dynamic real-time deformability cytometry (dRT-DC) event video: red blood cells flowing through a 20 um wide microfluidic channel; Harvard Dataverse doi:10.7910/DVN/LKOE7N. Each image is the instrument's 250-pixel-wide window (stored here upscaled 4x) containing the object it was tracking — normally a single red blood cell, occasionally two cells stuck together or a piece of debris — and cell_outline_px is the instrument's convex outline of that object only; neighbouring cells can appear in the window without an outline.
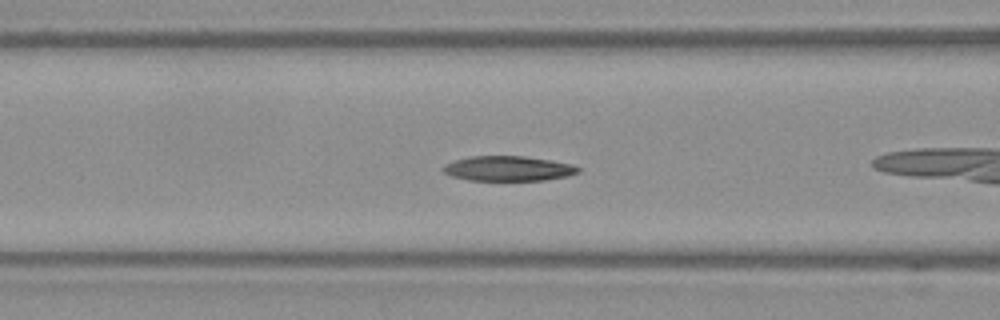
{"species": "Egyptian fruit bat (a non-hibernating species)", "species_latin": "Rousettus aegyptiacus", "temperature_condition": "warm", "stored_images_in_passage": 25, "camera_frame_rate_fps": 3000, "um_per_image_px": 0.085, "frame": {"image": 1, "passage_image": 5, "time_ms": 1.333, "image_size_px": [1000, 320], "cell_outline_px": [[580, 172], [568, 176], [544, 180], [468, 180], [452, 176], [444, 172], [440, 168], [444, 164], [468, 156], [524, 156], [552, 160], [572, 164], [580, 168]], "centroid_in_image_um": [43.2, 14.32], "position_along_channel_um": 123.4, "area_um2": 19.71}}
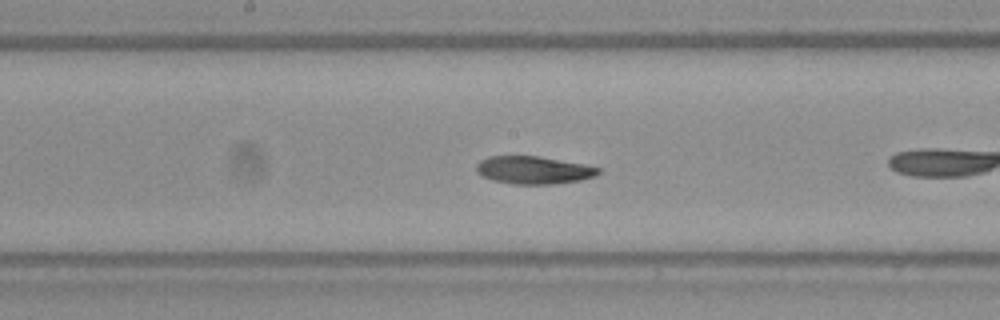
{"frame": {"image": 2, "passage_image": 11, "time_ms": 3.333, "image_size_px": [1000, 320], "cell_outline_px": [[600, 172], [596, 176], [580, 180], [556, 184], [512, 184], [492, 180], [480, 176], [476, 172], [476, 164], [480, 160], [488, 156], [540, 156], [584, 164], [600, 168]], "centroid_in_image_um": [45.33, 14.46], "position_along_channel_um": 202.9, "area_um2": 19.94}}
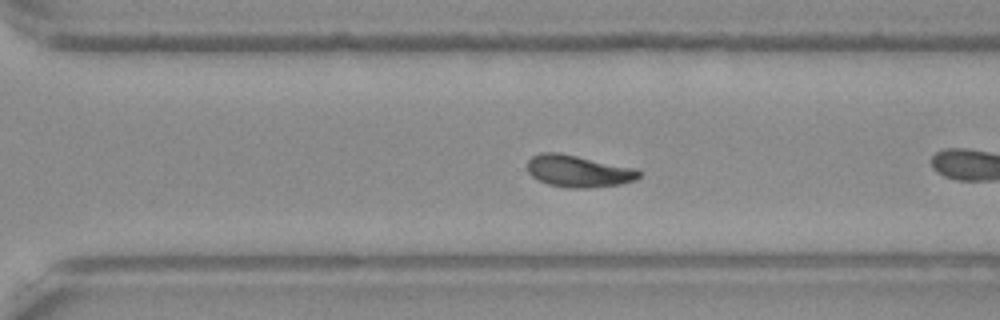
{"frame": {"image": 3, "passage_image": 20, "time_ms": 6.333, "image_size_px": [1000, 320], "cell_outline_px": [[640, 176], [636, 180], [620, 184], [592, 188], [568, 188], [548, 184], [532, 176], [528, 172], [528, 160], [532, 156], [540, 152], [560, 152], [636, 168], [640, 172]], "centroid_in_image_um": [49.17, 14.54], "position_along_channel_um": 321.4, "area_um2": 20.92}}